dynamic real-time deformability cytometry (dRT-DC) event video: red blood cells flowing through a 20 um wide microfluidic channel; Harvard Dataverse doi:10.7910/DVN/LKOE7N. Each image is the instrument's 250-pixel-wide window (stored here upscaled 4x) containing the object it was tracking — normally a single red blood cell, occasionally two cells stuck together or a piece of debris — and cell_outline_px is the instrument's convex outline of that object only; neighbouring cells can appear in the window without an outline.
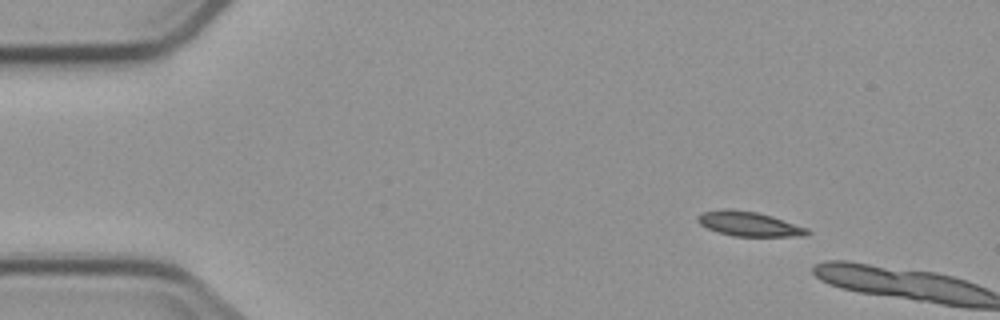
{"species": "common noctule bat (a hibernating species)", "species_latin": "Nyctalus noctula", "temperature_condition": "cold", "stored_images_in_passage": 4, "camera_frame_rate_fps": 3000, "um_per_image_px": 0.085, "animal": {"sex": "male", "body_mass_g": 23.1, "forearm_length_mm": 52.7}, "frame": {"image": 1, "passage_image": 2, "time_ms": 1.333, "image_size_px": [1000, 320], "cell_outline_px": [[812, 232], [804, 236], [732, 236], [708, 228], [700, 224], [696, 220], [704, 212], [724, 208], [728, 208], [756, 212], [772, 216], [808, 228]], "centroid_in_image_um": [63.7, 19.03], "position_along_channel_um": 21.3, "area_um2": 15.55}}